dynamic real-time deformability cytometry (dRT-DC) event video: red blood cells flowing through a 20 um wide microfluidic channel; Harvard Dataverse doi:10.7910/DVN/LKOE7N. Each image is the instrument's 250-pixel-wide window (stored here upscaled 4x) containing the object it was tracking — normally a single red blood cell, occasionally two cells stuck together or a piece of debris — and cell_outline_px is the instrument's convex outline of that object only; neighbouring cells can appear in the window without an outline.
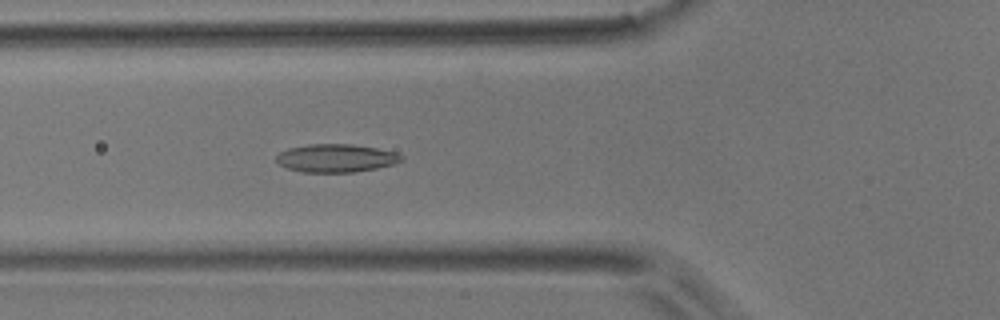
{"species": "common noctule bat (a hibernating species)", "species_latin": "Nyctalus noctula", "temperature_condition": "room temperature", "stored_images_in_passage": 53, "camera_frame_rate_fps": 3000, "um_per_image_px": 0.085, "animal": {"sex": "male", "body_mass_g": 17.9}, "frame": {"image": 1, "passage_image": 19, "time_ms": 6.0, "image_size_px": [1000, 320], "cell_outline_px": [[404, 160], [396, 164], [376, 168], [352, 172], [300, 172], [288, 168], [280, 164], [276, 160], [276, 156], [280, 152], [288, 148], [308, 144], [352, 144], [376, 148], [396, 152], [404, 156]], "centroid_in_image_um": [28.59, 13.44], "position_along_channel_um": 97.2, "area_um2": 20.58}}
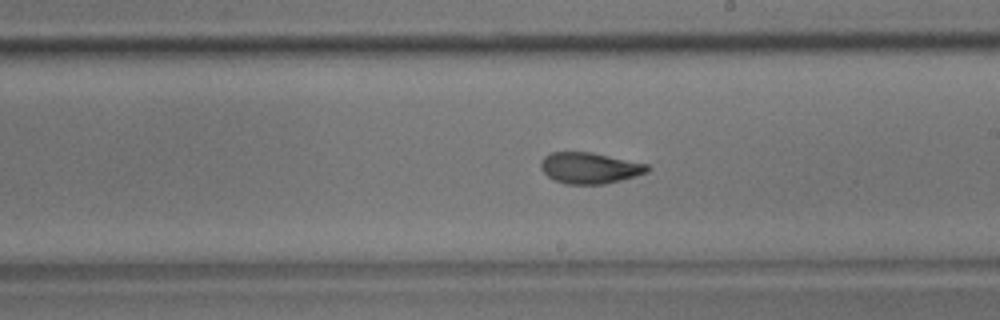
{"frame": {"image": 2, "passage_image": 30, "time_ms": 9.667, "image_size_px": [1000, 320], "cell_outline_px": [[652, 168], [648, 172], [636, 176], [604, 184], [568, 184], [556, 180], [548, 176], [540, 168], [540, 160], [544, 156], [552, 152], [592, 152], [648, 164]], "centroid_in_image_um": [50.14, 14.27], "position_along_channel_um": 238.9, "area_um2": 19.36}}
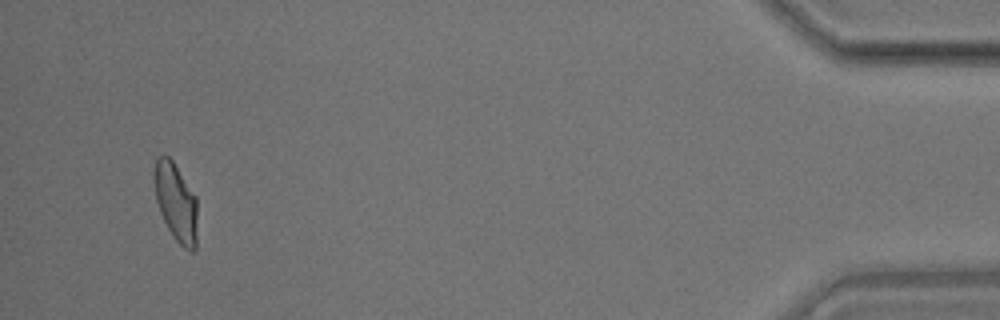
{"frame": {"image": 3, "passage_image": 50, "time_ms": 16.333, "image_size_px": [1000, 320], "cell_outline_px": [[196, 248], [192, 252], [184, 248], [172, 236], [160, 212], [156, 200], [152, 176], [152, 172], [156, 156], [164, 152], [172, 160], [196, 196]], "centroid_in_image_um": [14.91, 17.12], "position_along_channel_um": 420.3, "area_um2": 19.94}, "authors_computed_cell_mechanics": {"area_um2": 19.941, "velocity_mm_per_s": 3.8551, "shape_relaxation_time_tau1_ms": 5.589, "shape_relaxation_time_tau2_ms": 1.4069, "deformation_change_tau1": 0.1493, "deformation_change_tau2": 0.0618}}